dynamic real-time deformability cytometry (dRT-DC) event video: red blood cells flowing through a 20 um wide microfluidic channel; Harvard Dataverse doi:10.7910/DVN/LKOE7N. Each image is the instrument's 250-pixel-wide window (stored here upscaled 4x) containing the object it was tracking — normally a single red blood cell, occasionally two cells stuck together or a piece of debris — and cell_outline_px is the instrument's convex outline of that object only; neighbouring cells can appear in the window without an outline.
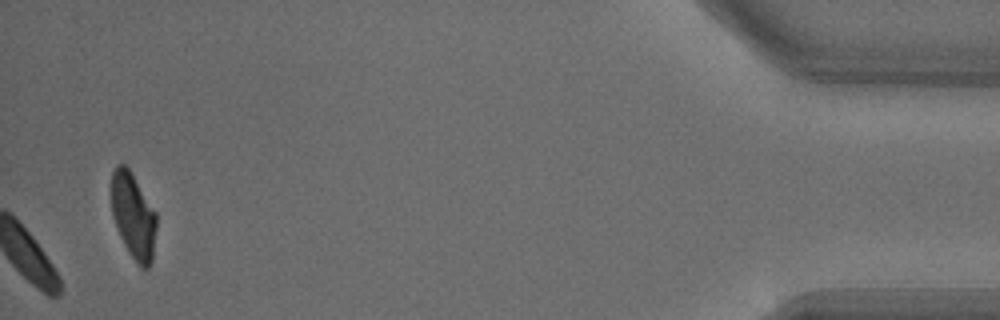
{"species": "common noctule bat (a hibernating species)", "species_latin": "Nyctalus noctula", "temperature_condition": "warm", "stored_images_in_passage": 23, "camera_frame_rate_fps": 3000, "um_per_image_px": 0.085, "animal": {"sex": "male", "body_mass_g": 18.8}, "frame": {"image": 1, "passage_image": 23, "time_ms": 7.333, "image_size_px": [1000, 320], "cell_outline_px": [[156, 228], [152, 260], [148, 268], [140, 268], [124, 244], [120, 236], [112, 216], [112, 172], [116, 164], [124, 164], [128, 168], [156, 212]], "centroid_in_image_um": [11.33, 18.36], "position_along_channel_um": 423.9, "area_um2": 22.2}}